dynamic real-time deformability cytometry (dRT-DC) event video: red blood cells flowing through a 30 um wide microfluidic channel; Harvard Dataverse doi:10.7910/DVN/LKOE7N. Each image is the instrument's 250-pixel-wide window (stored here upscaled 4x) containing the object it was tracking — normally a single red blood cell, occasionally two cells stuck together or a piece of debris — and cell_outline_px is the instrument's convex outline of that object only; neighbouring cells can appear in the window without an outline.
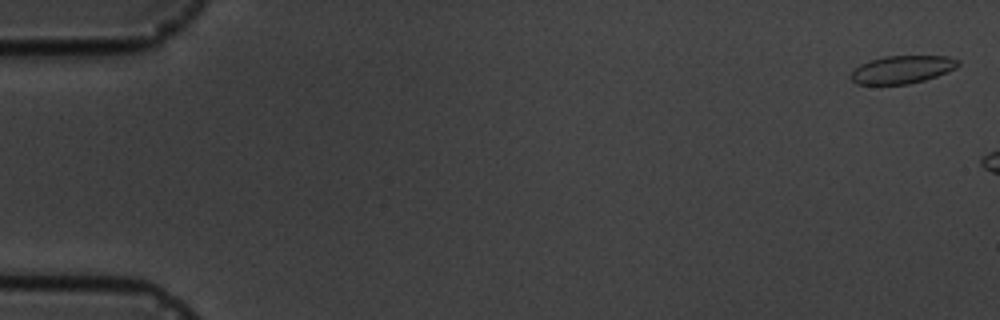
{"species": "common noctule bat (a hibernating species)", "species_latin": "Nyctalus noctula", "temperature_condition": "cold", "stored_images_in_passage": 3, "camera_frame_rate_fps": 3000, "um_per_image_px": 0.085, "animal": {"sex": "male", "body_mass_g": 19.5, "forearm_length_mm": 54.6}, "frame": {"image": 1, "passage_image": 1, "time_ms": 0.0, "image_size_px": [1000, 320], "cell_outline_px": [[960, 64], [956, 68], [936, 76], [924, 80], [908, 84], [856, 84], [852, 80], [852, 72], [860, 64], [868, 60], [884, 56], [948, 56], [960, 60]], "centroid_in_image_um": [76.7, 5.9], "position_along_channel_um": 8.3, "area_um2": 17.34}}